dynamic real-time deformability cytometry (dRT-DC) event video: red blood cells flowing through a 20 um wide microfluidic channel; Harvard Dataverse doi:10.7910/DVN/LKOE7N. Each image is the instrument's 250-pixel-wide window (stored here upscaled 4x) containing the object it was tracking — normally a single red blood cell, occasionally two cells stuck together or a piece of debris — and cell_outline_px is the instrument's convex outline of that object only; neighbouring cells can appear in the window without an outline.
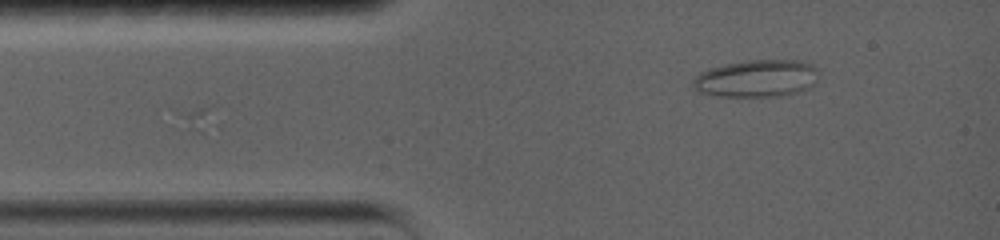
{"species": "common noctule bat (a hibernating species)", "species_latin": "Nyctalus noctula", "temperature_condition": "warm", "stored_images_in_passage": 3, "camera_frame_rate_fps": 5000, "um_per_image_px": 0.085, "animal": {"sex": "female", "body_mass_g": 19.0, "forearm_length_mm": 56.7}, "frame": {"image": 1, "passage_image": 1, "time_ms": 0.0, "image_size_px": [1000, 240], "cell_outline_px": [[816, 84], [808, 88], [784, 96], [720, 96], [700, 92], [692, 84], [692, 80], [700, 72], [708, 68], [724, 64], [748, 60], [800, 60], [816, 68]], "centroid_in_image_um": [64.3, 6.66], "position_along_channel_um": 20.7, "area_um2": 27.22}}